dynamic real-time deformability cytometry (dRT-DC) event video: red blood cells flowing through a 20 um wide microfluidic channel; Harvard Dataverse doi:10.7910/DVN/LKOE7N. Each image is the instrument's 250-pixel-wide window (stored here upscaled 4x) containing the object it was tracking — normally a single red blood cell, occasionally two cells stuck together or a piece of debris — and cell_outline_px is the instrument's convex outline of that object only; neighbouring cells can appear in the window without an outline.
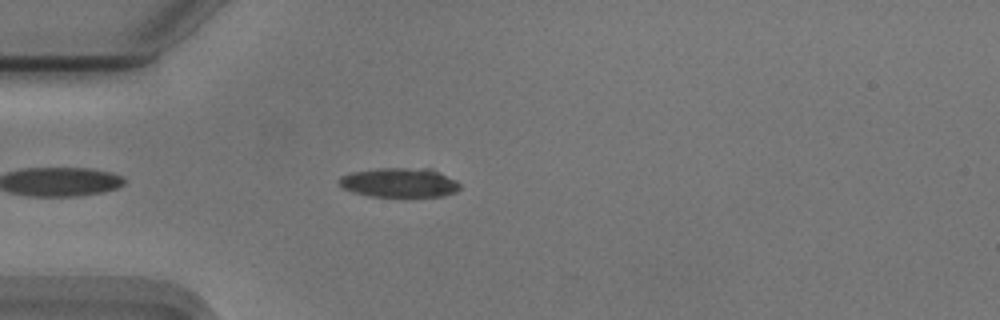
{"species": "Egyptian fruit bat (a non-hibernating species)", "species_latin": "Rousettus aegyptiacus", "temperature_condition": "cold", "stored_images_in_passage": 39, "camera_frame_rate_fps": 3000, "um_per_image_px": 0.085, "animal": {"sex": "male"}, "frame": {"image": 1, "passage_image": 5, "time_ms": 1.333, "image_size_px": [1000, 320], "cell_outline_px": [[460, 188], [456, 192], [444, 196], [368, 196], [352, 192], [344, 188], [336, 180], [340, 176], [352, 172], [380, 168], [432, 168], [456, 180], [460, 184]], "centroid_in_image_um": [33.96, 15.51], "position_along_channel_um": 51.0, "area_um2": 20.81}}
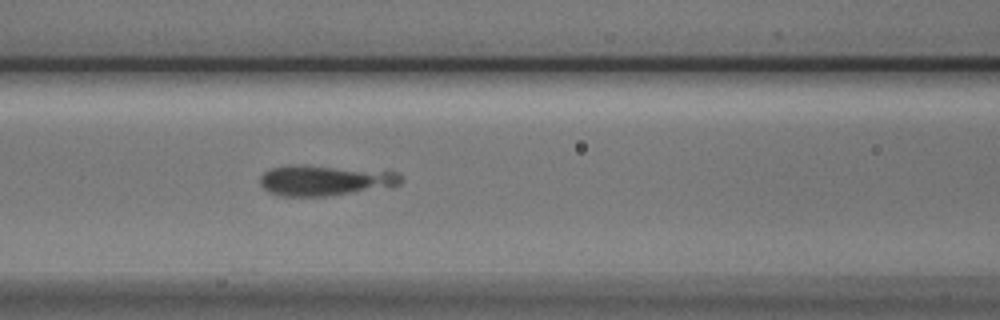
{"frame": {"image": 2, "passage_image": 13, "time_ms": 4.0, "image_size_px": [1000, 320], "cell_outline_px": [[404, 180], [400, 184], [332, 196], [280, 196], [268, 192], [260, 184], [260, 176], [264, 172], [272, 168], [388, 168], [404, 176]], "centroid_in_image_um": [27.76, 15.36], "position_along_channel_um": 138.8, "area_um2": 24.39}}
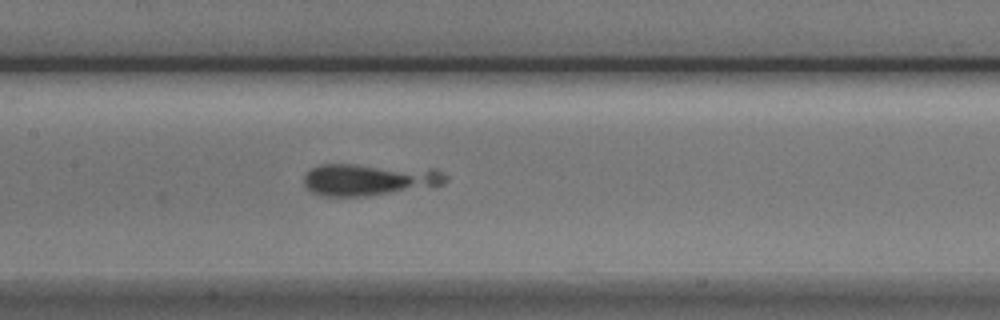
{"frame": {"image": 3, "passage_image": 16, "time_ms": 5.0, "image_size_px": [1000, 320], "cell_outline_px": [[448, 180], [444, 184], [368, 196], [320, 196], [312, 192], [304, 184], [304, 172], [320, 164], [352, 164], [436, 168], [448, 176]], "centroid_in_image_um": [31.37, 15.24], "position_along_channel_um": 176.0, "area_um2": 26.65}}